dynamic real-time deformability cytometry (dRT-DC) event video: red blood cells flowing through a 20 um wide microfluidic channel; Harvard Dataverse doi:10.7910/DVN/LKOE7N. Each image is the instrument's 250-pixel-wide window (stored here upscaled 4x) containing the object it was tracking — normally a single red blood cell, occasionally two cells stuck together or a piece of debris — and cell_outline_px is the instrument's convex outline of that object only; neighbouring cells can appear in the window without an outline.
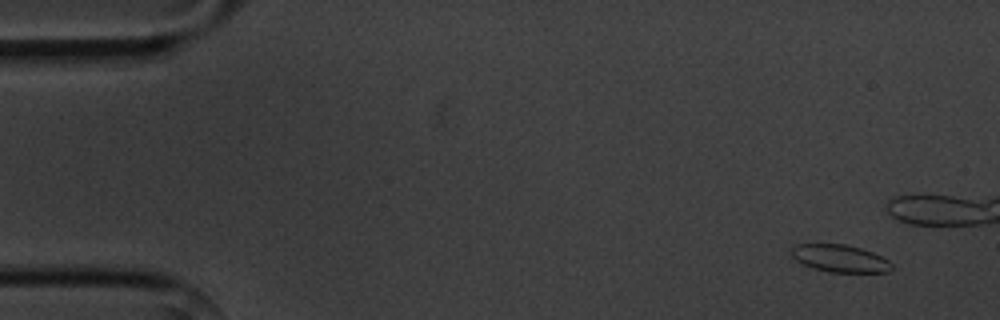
{"species": "common noctule bat (a hibernating species)", "species_latin": "Nyctalus noctula", "temperature_condition": "cold", "stored_images_in_passage": 5, "camera_frame_rate_fps": 3000, "um_per_image_px": 0.085, "animal": {"sex": "male", "body_mass_g": 20.1, "forearm_length_mm": 53.5}, "frame": {"image": 1, "passage_image": 1, "time_ms": 0.0, "image_size_px": [1000, 320], "cell_outline_px": [[892, 268], [888, 272], [828, 272], [812, 268], [796, 260], [792, 256], [792, 248], [796, 244], [844, 244], [860, 248], [872, 252], [888, 260], [892, 264]], "centroid_in_image_um": [71.39, 21.97], "position_along_channel_um": 13.6, "area_um2": 15.9}}